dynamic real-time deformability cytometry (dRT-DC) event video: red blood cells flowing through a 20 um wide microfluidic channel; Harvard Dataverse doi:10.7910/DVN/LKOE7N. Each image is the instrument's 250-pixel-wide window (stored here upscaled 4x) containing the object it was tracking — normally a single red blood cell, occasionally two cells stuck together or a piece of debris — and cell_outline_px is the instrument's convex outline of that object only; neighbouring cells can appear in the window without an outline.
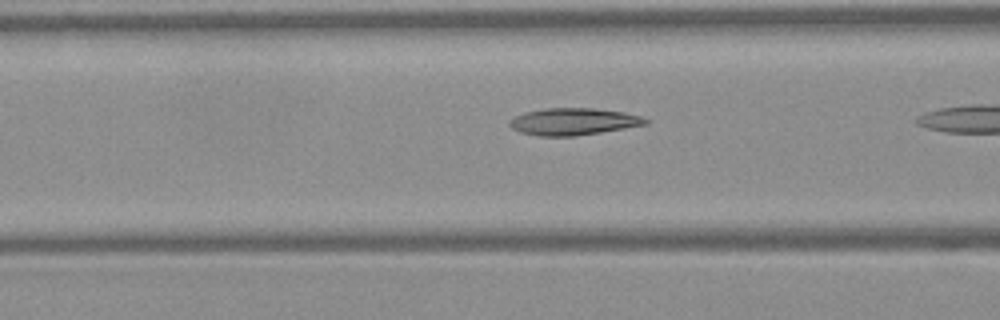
{"species": "Egyptian fruit bat (a non-hibernating species)", "species_latin": "Rousettus aegyptiacus", "temperature_condition": "warm", "stored_images_in_passage": 11, "camera_frame_rate_fps": 3000, "um_per_image_px": 0.085, "frame": {"image": 1, "passage_image": 10, "time_ms": 3.0, "image_size_px": [1000, 320], "cell_outline_px": [[648, 124], [576, 136], [540, 136], [520, 132], [512, 128], [508, 124], [508, 120], [524, 112], [544, 108], [596, 108], [624, 112], [640, 116], [648, 120]], "centroid_in_image_um": [48.71, 10.33], "position_along_channel_um": 117.9, "area_um2": 21.39}}